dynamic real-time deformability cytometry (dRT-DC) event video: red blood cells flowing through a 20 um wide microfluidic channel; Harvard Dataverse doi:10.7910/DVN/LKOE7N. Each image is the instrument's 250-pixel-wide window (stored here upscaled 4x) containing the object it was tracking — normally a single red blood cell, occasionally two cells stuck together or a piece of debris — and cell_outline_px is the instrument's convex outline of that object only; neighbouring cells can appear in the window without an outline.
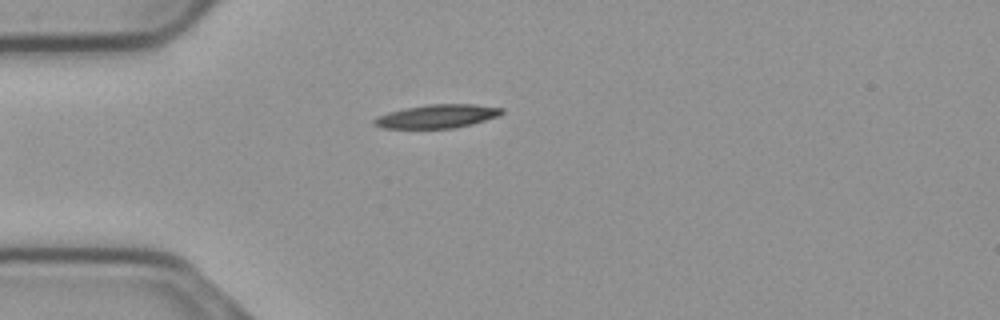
{"species": "common noctule bat (a hibernating species)", "species_latin": "Nyctalus noctula", "temperature_condition": "cold", "stored_images_in_passage": 38, "camera_frame_rate_fps": 3000, "um_per_image_px": 0.085, "animal": {"sex": "male", "body_mass_g": 23.1, "forearm_length_mm": 52.7}, "frame": {"image": 1, "passage_image": 1, "time_ms": 0.0, "image_size_px": [1000, 320], "cell_outline_px": [[504, 112], [500, 116], [472, 124], [452, 128], [380, 128], [372, 124], [372, 120], [376, 116], [388, 112], [404, 108], [428, 104], [472, 104], [504, 108]], "centroid_in_image_um": [37.13, 9.88], "position_along_channel_um": 47.9, "area_um2": 17.69}}
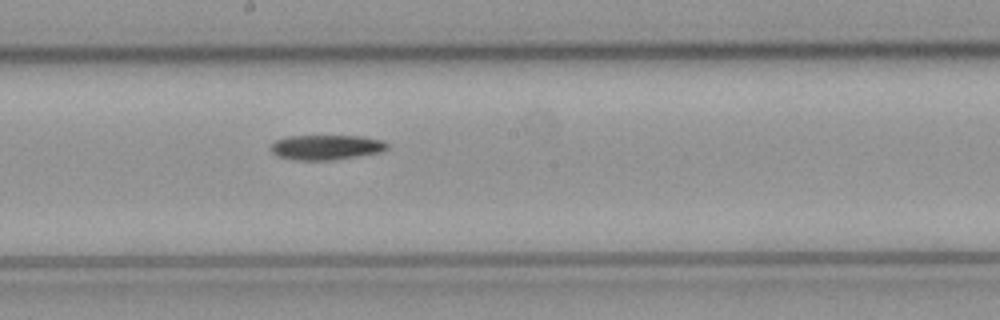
{"frame": {"image": 2, "passage_image": 16, "time_ms": 5.0, "image_size_px": [1000, 320], "cell_outline_px": [[388, 148], [380, 152], [332, 160], [296, 160], [276, 156], [268, 148], [276, 140], [288, 136], [364, 136], [384, 140], [388, 144]], "centroid_in_image_um": [27.72, 12.51], "position_along_channel_um": 220.5, "area_um2": 16.99}}
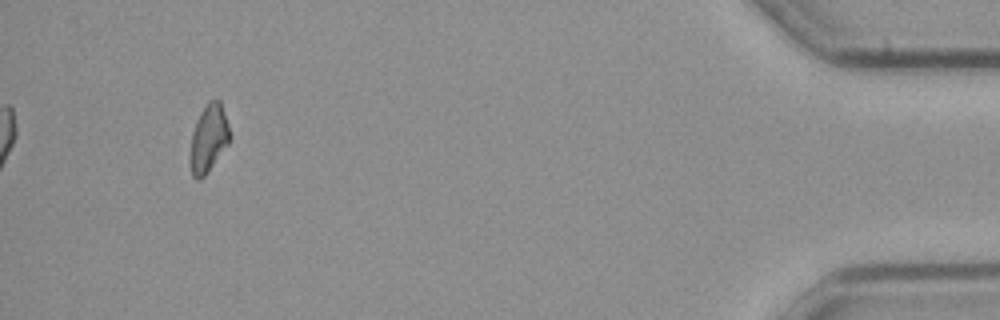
{"frame": {"image": 3, "passage_image": 38, "time_ms": 12.333, "image_size_px": [1000, 320], "cell_outline_px": [[232, 136], [228, 144], [208, 172], [200, 180], [196, 180], [192, 176], [188, 160], [192, 132], [196, 120], [200, 112], [208, 100], [220, 100]], "centroid_in_image_um": [17.71, 11.79], "position_along_channel_um": 417.5, "area_um2": 16.01}}